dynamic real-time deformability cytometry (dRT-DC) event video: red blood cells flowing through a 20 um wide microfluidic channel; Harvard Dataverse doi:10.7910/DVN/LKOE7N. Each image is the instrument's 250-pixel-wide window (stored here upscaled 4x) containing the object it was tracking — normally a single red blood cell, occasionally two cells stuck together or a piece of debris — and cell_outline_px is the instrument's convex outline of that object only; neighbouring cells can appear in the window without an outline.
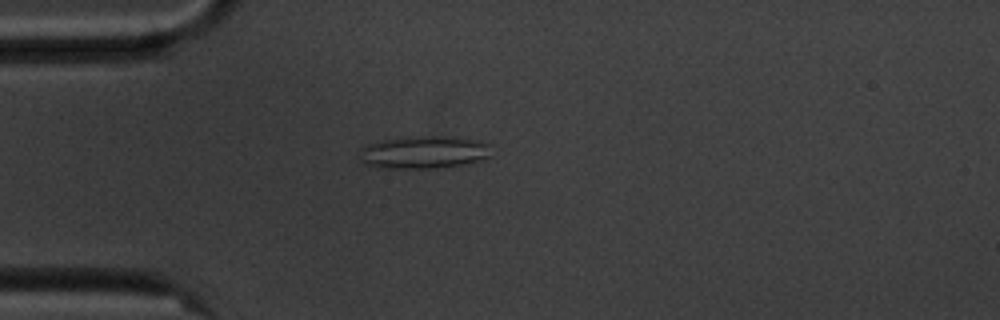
{"species": "common noctule bat (a hibernating species)", "species_latin": "Nyctalus noctula", "temperature_condition": "cold", "stored_images_in_passage": 42, "camera_frame_rate_fps": 3000, "um_per_image_px": 0.085, "animal": {"sex": "male", "body_mass_g": 20.1, "forearm_length_mm": 53.5}, "frame": {"image": 1, "passage_image": 1, "time_ms": 0.0, "image_size_px": [1000, 320], "cell_outline_px": [[488, 156], [476, 160], [460, 164], [436, 168], [384, 168], [364, 164], [360, 160], [360, 148], [364, 144], [380, 140], [432, 136], [440, 136], [476, 140], [488, 144]], "centroid_in_image_um": [35.89, 12.95], "position_along_channel_um": 49.1, "area_um2": 24.45}}
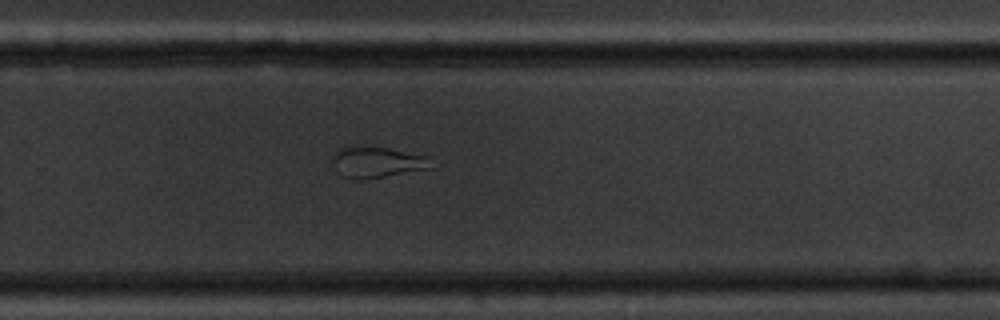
{"frame": {"image": 2, "passage_image": 23, "time_ms": 7.333, "image_size_px": [1000, 320], "cell_outline_px": [[432, 168], [368, 180], [352, 180], [340, 176], [328, 160], [332, 152], [344, 144], [364, 144], [388, 148], [432, 156]], "centroid_in_image_um": [31.94, 13.76], "position_along_channel_um": 297.9, "area_um2": 19.48}}
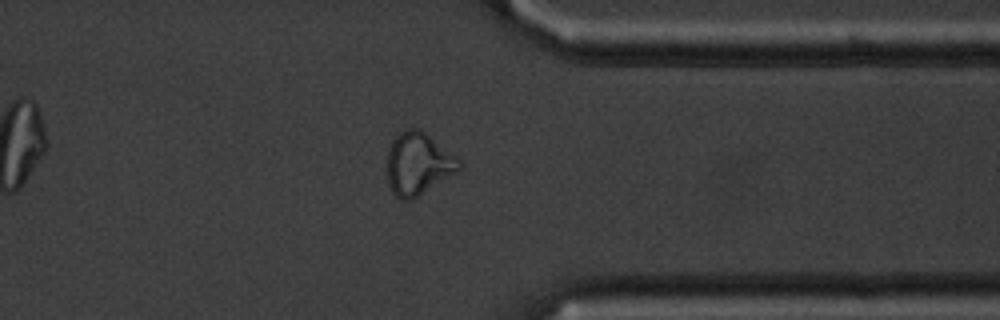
{"frame": {"image": 3, "passage_image": 30, "time_ms": 9.667, "image_size_px": [1000, 320], "cell_outline_px": [[464, 168], [412, 200], [400, 200], [392, 192], [388, 184], [384, 172], [388, 148], [392, 140], [404, 128], [420, 128], [456, 156], [464, 164]], "centroid_in_image_um": [35.51, 13.92], "position_along_channel_um": 375.9, "area_um2": 26.99}, "authors_computed_cell_mechanics": {"area_um2": 20.9814, "velocity_mm_per_s": 3.5565, "shape_relaxation_time_tau1_ms": null, "shape_relaxation_time_tau2_ms": 2.1423, "deformation_change_tau1": null, "deformation_change_tau2": 0.0983}}